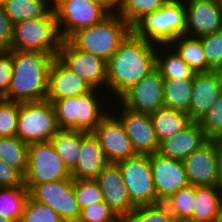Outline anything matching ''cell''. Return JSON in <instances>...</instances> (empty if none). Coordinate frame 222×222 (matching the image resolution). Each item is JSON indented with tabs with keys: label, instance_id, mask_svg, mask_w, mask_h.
I'll list each match as a JSON object with an SVG mask.
<instances>
[{
	"label": "cell",
	"instance_id": "obj_20",
	"mask_svg": "<svg viewBox=\"0 0 222 222\" xmlns=\"http://www.w3.org/2000/svg\"><path fill=\"white\" fill-rule=\"evenodd\" d=\"M222 93V71L200 72L193 78L188 116L199 121Z\"/></svg>",
	"mask_w": 222,
	"mask_h": 222
},
{
	"label": "cell",
	"instance_id": "obj_43",
	"mask_svg": "<svg viewBox=\"0 0 222 222\" xmlns=\"http://www.w3.org/2000/svg\"><path fill=\"white\" fill-rule=\"evenodd\" d=\"M25 186L24 175L0 158V187Z\"/></svg>",
	"mask_w": 222,
	"mask_h": 222
},
{
	"label": "cell",
	"instance_id": "obj_51",
	"mask_svg": "<svg viewBox=\"0 0 222 222\" xmlns=\"http://www.w3.org/2000/svg\"><path fill=\"white\" fill-rule=\"evenodd\" d=\"M5 100L2 98V97H0V105L4 102Z\"/></svg>",
	"mask_w": 222,
	"mask_h": 222
},
{
	"label": "cell",
	"instance_id": "obj_8",
	"mask_svg": "<svg viewBox=\"0 0 222 222\" xmlns=\"http://www.w3.org/2000/svg\"><path fill=\"white\" fill-rule=\"evenodd\" d=\"M71 174L57 154L51 141L28 145V168L24 184L30 191L36 184L69 179Z\"/></svg>",
	"mask_w": 222,
	"mask_h": 222
},
{
	"label": "cell",
	"instance_id": "obj_6",
	"mask_svg": "<svg viewBox=\"0 0 222 222\" xmlns=\"http://www.w3.org/2000/svg\"><path fill=\"white\" fill-rule=\"evenodd\" d=\"M132 31L148 42L169 45L186 34V8L183 0H172L155 12L145 15Z\"/></svg>",
	"mask_w": 222,
	"mask_h": 222
},
{
	"label": "cell",
	"instance_id": "obj_39",
	"mask_svg": "<svg viewBox=\"0 0 222 222\" xmlns=\"http://www.w3.org/2000/svg\"><path fill=\"white\" fill-rule=\"evenodd\" d=\"M207 63L214 71H222V30L200 37Z\"/></svg>",
	"mask_w": 222,
	"mask_h": 222
},
{
	"label": "cell",
	"instance_id": "obj_7",
	"mask_svg": "<svg viewBox=\"0 0 222 222\" xmlns=\"http://www.w3.org/2000/svg\"><path fill=\"white\" fill-rule=\"evenodd\" d=\"M59 129L51 101L19 103L17 137L24 143L51 141Z\"/></svg>",
	"mask_w": 222,
	"mask_h": 222
},
{
	"label": "cell",
	"instance_id": "obj_40",
	"mask_svg": "<svg viewBox=\"0 0 222 222\" xmlns=\"http://www.w3.org/2000/svg\"><path fill=\"white\" fill-rule=\"evenodd\" d=\"M201 129L209 139L222 136V93L210 110L198 121Z\"/></svg>",
	"mask_w": 222,
	"mask_h": 222
},
{
	"label": "cell",
	"instance_id": "obj_46",
	"mask_svg": "<svg viewBox=\"0 0 222 222\" xmlns=\"http://www.w3.org/2000/svg\"><path fill=\"white\" fill-rule=\"evenodd\" d=\"M217 142V157L219 170V187L222 189V139H216Z\"/></svg>",
	"mask_w": 222,
	"mask_h": 222
},
{
	"label": "cell",
	"instance_id": "obj_48",
	"mask_svg": "<svg viewBox=\"0 0 222 222\" xmlns=\"http://www.w3.org/2000/svg\"><path fill=\"white\" fill-rule=\"evenodd\" d=\"M0 222H14V221L11 219H6L0 215Z\"/></svg>",
	"mask_w": 222,
	"mask_h": 222
},
{
	"label": "cell",
	"instance_id": "obj_42",
	"mask_svg": "<svg viewBox=\"0 0 222 222\" xmlns=\"http://www.w3.org/2000/svg\"><path fill=\"white\" fill-rule=\"evenodd\" d=\"M13 73L12 50H0V97L4 98Z\"/></svg>",
	"mask_w": 222,
	"mask_h": 222
},
{
	"label": "cell",
	"instance_id": "obj_37",
	"mask_svg": "<svg viewBox=\"0 0 222 222\" xmlns=\"http://www.w3.org/2000/svg\"><path fill=\"white\" fill-rule=\"evenodd\" d=\"M74 193L80 210L103 201V194L95 179H74Z\"/></svg>",
	"mask_w": 222,
	"mask_h": 222
},
{
	"label": "cell",
	"instance_id": "obj_14",
	"mask_svg": "<svg viewBox=\"0 0 222 222\" xmlns=\"http://www.w3.org/2000/svg\"><path fill=\"white\" fill-rule=\"evenodd\" d=\"M123 107L151 114L164 107L163 78L157 68L137 82L118 100Z\"/></svg>",
	"mask_w": 222,
	"mask_h": 222
},
{
	"label": "cell",
	"instance_id": "obj_16",
	"mask_svg": "<svg viewBox=\"0 0 222 222\" xmlns=\"http://www.w3.org/2000/svg\"><path fill=\"white\" fill-rule=\"evenodd\" d=\"M182 162L189 185L219 186L216 139H209Z\"/></svg>",
	"mask_w": 222,
	"mask_h": 222
},
{
	"label": "cell",
	"instance_id": "obj_24",
	"mask_svg": "<svg viewBox=\"0 0 222 222\" xmlns=\"http://www.w3.org/2000/svg\"><path fill=\"white\" fill-rule=\"evenodd\" d=\"M222 213V189L219 186L195 187L192 221L213 222Z\"/></svg>",
	"mask_w": 222,
	"mask_h": 222
},
{
	"label": "cell",
	"instance_id": "obj_25",
	"mask_svg": "<svg viewBox=\"0 0 222 222\" xmlns=\"http://www.w3.org/2000/svg\"><path fill=\"white\" fill-rule=\"evenodd\" d=\"M158 143L173 137L190 122L188 114L167 107H161L150 114Z\"/></svg>",
	"mask_w": 222,
	"mask_h": 222
},
{
	"label": "cell",
	"instance_id": "obj_44",
	"mask_svg": "<svg viewBox=\"0 0 222 222\" xmlns=\"http://www.w3.org/2000/svg\"><path fill=\"white\" fill-rule=\"evenodd\" d=\"M13 37V23L0 4V50H10Z\"/></svg>",
	"mask_w": 222,
	"mask_h": 222
},
{
	"label": "cell",
	"instance_id": "obj_38",
	"mask_svg": "<svg viewBox=\"0 0 222 222\" xmlns=\"http://www.w3.org/2000/svg\"><path fill=\"white\" fill-rule=\"evenodd\" d=\"M77 222H123V220L105 201H101L81 209Z\"/></svg>",
	"mask_w": 222,
	"mask_h": 222
},
{
	"label": "cell",
	"instance_id": "obj_2",
	"mask_svg": "<svg viewBox=\"0 0 222 222\" xmlns=\"http://www.w3.org/2000/svg\"><path fill=\"white\" fill-rule=\"evenodd\" d=\"M55 57L40 52L12 50L13 73L6 96L10 102L46 100L49 70Z\"/></svg>",
	"mask_w": 222,
	"mask_h": 222
},
{
	"label": "cell",
	"instance_id": "obj_21",
	"mask_svg": "<svg viewBox=\"0 0 222 222\" xmlns=\"http://www.w3.org/2000/svg\"><path fill=\"white\" fill-rule=\"evenodd\" d=\"M91 89L83 78L69 70L57 57L53 60L49 70L46 100L79 96Z\"/></svg>",
	"mask_w": 222,
	"mask_h": 222
},
{
	"label": "cell",
	"instance_id": "obj_11",
	"mask_svg": "<svg viewBox=\"0 0 222 222\" xmlns=\"http://www.w3.org/2000/svg\"><path fill=\"white\" fill-rule=\"evenodd\" d=\"M57 58L69 70L83 78L91 88L104 89L108 94L107 62L104 59L78 50L68 39L63 41Z\"/></svg>",
	"mask_w": 222,
	"mask_h": 222
},
{
	"label": "cell",
	"instance_id": "obj_36",
	"mask_svg": "<svg viewBox=\"0 0 222 222\" xmlns=\"http://www.w3.org/2000/svg\"><path fill=\"white\" fill-rule=\"evenodd\" d=\"M19 222H64L59 214L47 204L27 199Z\"/></svg>",
	"mask_w": 222,
	"mask_h": 222
},
{
	"label": "cell",
	"instance_id": "obj_10",
	"mask_svg": "<svg viewBox=\"0 0 222 222\" xmlns=\"http://www.w3.org/2000/svg\"><path fill=\"white\" fill-rule=\"evenodd\" d=\"M53 9L64 40L79 29L100 23L109 15L100 4L88 0H58Z\"/></svg>",
	"mask_w": 222,
	"mask_h": 222
},
{
	"label": "cell",
	"instance_id": "obj_41",
	"mask_svg": "<svg viewBox=\"0 0 222 222\" xmlns=\"http://www.w3.org/2000/svg\"><path fill=\"white\" fill-rule=\"evenodd\" d=\"M19 102L4 101L0 105V137L17 136Z\"/></svg>",
	"mask_w": 222,
	"mask_h": 222
},
{
	"label": "cell",
	"instance_id": "obj_29",
	"mask_svg": "<svg viewBox=\"0 0 222 222\" xmlns=\"http://www.w3.org/2000/svg\"><path fill=\"white\" fill-rule=\"evenodd\" d=\"M193 79H163L164 107L188 114Z\"/></svg>",
	"mask_w": 222,
	"mask_h": 222
},
{
	"label": "cell",
	"instance_id": "obj_3",
	"mask_svg": "<svg viewBox=\"0 0 222 222\" xmlns=\"http://www.w3.org/2000/svg\"><path fill=\"white\" fill-rule=\"evenodd\" d=\"M104 97L107 101L106 104ZM107 98L109 96L104 91L92 88L89 92L79 96L48 101L54 105L60 129L92 132L109 113L107 110L110 108L107 104L109 102L110 105L112 101Z\"/></svg>",
	"mask_w": 222,
	"mask_h": 222
},
{
	"label": "cell",
	"instance_id": "obj_12",
	"mask_svg": "<svg viewBox=\"0 0 222 222\" xmlns=\"http://www.w3.org/2000/svg\"><path fill=\"white\" fill-rule=\"evenodd\" d=\"M114 104L115 107L120 108L117 109L113 107L114 105L111 106L110 104L109 111L121 122L136 154L151 155L157 153L159 151V143L155 135L150 114L127 109L119 102L117 104L116 100Z\"/></svg>",
	"mask_w": 222,
	"mask_h": 222
},
{
	"label": "cell",
	"instance_id": "obj_34",
	"mask_svg": "<svg viewBox=\"0 0 222 222\" xmlns=\"http://www.w3.org/2000/svg\"><path fill=\"white\" fill-rule=\"evenodd\" d=\"M163 203L174 215L177 222L192 220L195 203V187L188 185L180 188Z\"/></svg>",
	"mask_w": 222,
	"mask_h": 222
},
{
	"label": "cell",
	"instance_id": "obj_15",
	"mask_svg": "<svg viewBox=\"0 0 222 222\" xmlns=\"http://www.w3.org/2000/svg\"><path fill=\"white\" fill-rule=\"evenodd\" d=\"M108 163H118L137 156L121 122L109 112L92 131Z\"/></svg>",
	"mask_w": 222,
	"mask_h": 222
},
{
	"label": "cell",
	"instance_id": "obj_23",
	"mask_svg": "<svg viewBox=\"0 0 222 222\" xmlns=\"http://www.w3.org/2000/svg\"><path fill=\"white\" fill-rule=\"evenodd\" d=\"M108 164L99 141L92 132L81 131L78 163L70 172L73 179H95Z\"/></svg>",
	"mask_w": 222,
	"mask_h": 222
},
{
	"label": "cell",
	"instance_id": "obj_49",
	"mask_svg": "<svg viewBox=\"0 0 222 222\" xmlns=\"http://www.w3.org/2000/svg\"><path fill=\"white\" fill-rule=\"evenodd\" d=\"M45 1L53 7L57 3L58 0H45Z\"/></svg>",
	"mask_w": 222,
	"mask_h": 222
},
{
	"label": "cell",
	"instance_id": "obj_52",
	"mask_svg": "<svg viewBox=\"0 0 222 222\" xmlns=\"http://www.w3.org/2000/svg\"><path fill=\"white\" fill-rule=\"evenodd\" d=\"M181 222H196V221H192V220H185V221H181Z\"/></svg>",
	"mask_w": 222,
	"mask_h": 222
},
{
	"label": "cell",
	"instance_id": "obj_28",
	"mask_svg": "<svg viewBox=\"0 0 222 222\" xmlns=\"http://www.w3.org/2000/svg\"><path fill=\"white\" fill-rule=\"evenodd\" d=\"M51 142L63 164L71 172L78 163L81 148V130L59 129Z\"/></svg>",
	"mask_w": 222,
	"mask_h": 222
},
{
	"label": "cell",
	"instance_id": "obj_31",
	"mask_svg": "<svg viewBox=\"0 0 222 222\" xmlns=\"http://www.w3.org/2000/svg\"><path fill=\"white\" fill-rule=\"evenodd\" d=\"M5 12L14 24L44 16L52 6L45 0H6Z\"/></svg>",
	"mask_w": 222,
	"mask_h": 222
},
{
	"label": "cell",
	"instance_id": "obj_4",
	"mask_svg": "<svg viewBox=\"0 0 222 222\" xmlns=\"http://www.w3.org/2000/svg\"><path fill=\"white\" fill-rule=\"evenodd\" d=\"M131 31L132 27L117 13H110L100 23L77 30L68 40L78 50L107 62Z\"/></svg>",
	"mask_w": 222,
	"mask_h": 222
},
{
	"label": "cell",
	"instance_id": "obj_30",
	"mask_svg": "<svg viewBox=\"0 0 222 222\" xmlns=\"http://www.w3.org/2000/svg\"><path fill=\"white\" fill-rule=\"evenodd\" d=\"M28 198L26 186L0 187V215L19 222Z\"/></svg>",
	"mask_w": 222,
	"mask_h": 222
},
{
	"label": "cell",
	"instance_id": "obj_13",
	"mask_svg": "<svg viewBox=\"0 0 222 222\" xmlns=\"http://www.w3.org/2000/svg\"><path fill=\"white\" fill-rule=\"evenodd\" d=\"M29 196L36 201L47 204L55 210L64 222H77L80 209L74 193V179L59 180L36 184Z\"/></svg>",
	"mask_w": 222,
	"mask_h": 222
},
{
	"label": "cell",
	"instance_id": "obj_26",
	"mask_svg": "<svg viewBox=\"0 0 222 222\" xmlns=\"http://www.w3.org/2000/svg\"><path fill=\"white\" fill-rule=\"evenodd\" d=\"M156 68L163 79H193L196 74L170 45H157Z\"/></svg>",
	"mask_w": 222,
	"mask_h": 222
},
{
	"label": "cell",
	"instance_id": "obj_47",
	"mask_svg": "<svg viewBox=\"0 0 222 222\" xmlns=\"http://www.w3.org/2000/svg\"><path fill=\"white\" fill-rule=\"evenodd\" d=\"M213 222H222V213L219 214L214 220Z\"/></svg>",
	"mask_w": 222,
	"mask_h": 222
},
{
	"label": "cell",
	"instance_id": "obj_18",
	"mask_svg": "<svg viewBox=\"0 0 222 222\" xmlns=\"http://www.w3.org/2000/svg\"><path fill=\"white\" fill-rule=\"evenodd\" d=\"M157 200L164 202L180 188L189 185L181 160L155 153L149 155Z\"/></svg>",
	"mask_w": 222,
	"mask_h": 222
},
{
	"label": "cell",
	"instance_id": "obj_1",
	"mask_svg": "<svg viewBox=\"0 0 222 222\" xmlns=\"http://www.w3.org/2000/svg\"><path fill=\"white\" fill-rule=\"evenodd\" d=\"M157 45L131 31L107 61V92L116 101L156 68ZM111 92V93H110ZM115 96V97H114Z\"/></svg>",
	"mask_w": 222,
	"mask_h": 222
},
{
	"label": "cell",
	"instance_id": "obj_35",
	"mask_svg": "<svg viewBox=\"0 0 222 222\" xmlns=\"http://www.w3.org/2000/svg\"><path fill=\"white\" fill-rule=\"evenodd\" d=\"M123 222H177L174 215L163 203L135 206Z\"/></svg>",
	"mask_w": 222,
	"mask_h": 222
},
{
	"label": "cell",
	"instance_id": "obj_33",
	"mask_svg": "<svg viewBox=\"0 0 222 222\" xmlns=\"http://www.w3.org/2000/svg\"><path fill=\"white\" fill-rule=\"evenodd\" d=\"M172 0H120L117 14L131 27L145 15L155 12Z\"/></svg>",
	"mask_w": 222,
	"mask_h": 222
},
{
	"label": "cell",
	"instance_id": "obj_9",
	"mask_svg": "<svg viewBox=\"0 0 222 222\" xmlns=\"http://www.w3.org/2000/svg\"><path fill=\"white\" fill-rule=\"evenodd\" d=\"M117 164L134 206L160 203L154 187L149 155H137Z\"/></svg>",
	"mask_w": 222,
	"mask_h": 222
},
{
	"label": "cell",
	"instance_id": "obj_50",
	"mask_svg": "<svg viewBox=\"0 0 222 222\" xmlns=\"http://www.w3.org/2000/svg\"><path fill=\"white\" fill-rule=\"evenodd\" d=\"M6 0H0V4L4 5Z\"/></svg>",
	"mask_w": 222,
	"mask_h": 222
},
{
	"label": "cell",
	"instance_id": "obj_17",
	"mask_svg": "<svg viewBox=\"0 0 222 222\" xmlns=\"http://www.w3.org/2000/svg\"><path fill=\"white\" fill-rule=\"evenodd\" d=\"M184 5L185 35L200 38L222 30V0H185Z\"/></svg>",
	"mask_w": 222,
	"mask_h": 222
},
{
	"label": "cell",
	"instance_id": "obj_27",
	"mask_svg": "<svg viewBox=\"0 0 222 222\" xmlns=\"http://www.w3.org/2000/svg\"><path fill=\"white\" fill-rule=\"evenodd\" d=\"M169 45L196 73L214 71L207 63L200 38L182 35Z\"/></svg>",
	"mask_w": 222,
	"mask_h": 222
},
{
	"label": "cell",
	"instance_id": "obj_19",
	"mask_svg": "<svg viewBox=\"0 0 222 222\" xmlns=\"http://www.w3.org/2000/svg\"><path fill=\"white\" fill-rule=\"evenodd\" d=\"M105 201L124 220L135 208L117 163H108L95 178Z\"/></svg>",
	"mask_w": 222,
	"mask_h": 222
},
{
	"label": "cell",
	"instance_id": "obj_5",
	"mask_svg": "<svg viewBox=\"0 0 222 222\" xmlns=\"http://www.w3.org/2000/svg\"><path fill=\"white\" fill-rule=\"evenodd\" d=\"M63 41L52 7L42 17L13 24L10 50L40 52L56 58Z\"/></svg>",
	"mask_w": 222,
	"mask_h": 222
},
{
	"label": "cell",
	"instance_id": "obj_45",
	"mask_svg": "<svg viewBox=\"0 0 222 222\" xmlns=\"http://www.w3.org/2000/svg\"><path fill=\"white\" fill-rule=\"evenodd\" d=\"M95 4H100L109 14L110 13H117L120 0H88Z\"/></svg>",
	"mask_w": 222,
	"mask_h": 222
},
{
	"label": "cell",
	"instance_id": "obj_32",
	"mask_svg": "<svg viewBox=\"0 0 222 222\" xmlns=\"http://www.w3.org/2000/svg\"><path fill=\"white\" fill-rule=\"evenodd\" d=\"M0 158L24 175L28 168V144L17 136L0 137Z\"/></svg>",
	"mask_w": 222,
	"mask_h": 222
},
{
	"label": "cell",
	"instance_id": "obj_22",
	"mask_svg": "<svg viewBox=\"0 0 222 222\" xmlns=\"http://www.w3.org/2000/svg\"><path fill=\"white\" fill-rule=\"evenodd\" d=\"M208 140L198 121H191L182 131L161 142L158 153L183 161Z\"/></svg>",
	"mask_w": 222,
	"mask_h": 222
}]
</instances>
